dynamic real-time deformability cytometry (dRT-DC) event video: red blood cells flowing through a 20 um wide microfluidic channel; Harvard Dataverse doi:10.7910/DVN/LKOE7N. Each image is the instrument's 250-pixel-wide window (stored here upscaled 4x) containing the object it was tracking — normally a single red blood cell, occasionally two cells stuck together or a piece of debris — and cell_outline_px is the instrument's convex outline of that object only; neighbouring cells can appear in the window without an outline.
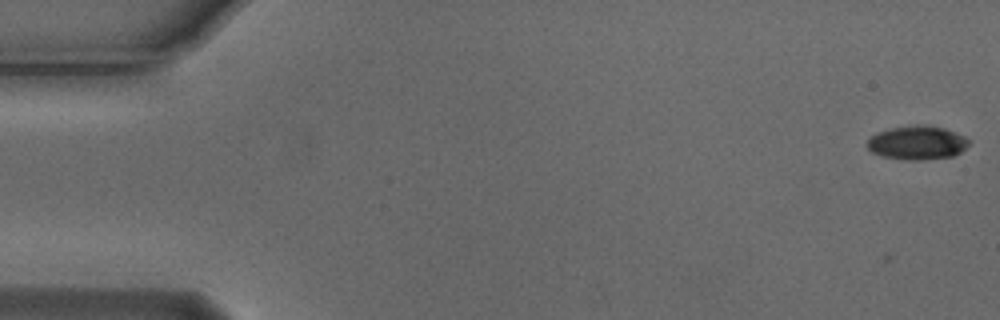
{"species": "Egyptian fruit bat (a non-hibernating species)", "species_latin": "Rousettus aegyptiacus", "temperature_condition": "cold", "stored_images_in_passage": 5, "camera_frame_rate_fps": 3000, "um_per_image_px": 0.085, "animal": {"sex": "male"}, "frame": {"image": 1, "passage_image": 1, "time_ms": 0.0, "image_size_px": [1000, 320], "cell_outline_px": [[968, 144], [960, 152], [952, 156], [920, 160], [908, 160], [884, 156], [872, 152], [868, 148], [868, 140], [876, 132], [888, 128], [916, 124], [924, 124], [944, 128], [964, 136], [968, 140]], "centroid_in_image_um": [77.94, 12.11], "position_along_channel_um": 7.1, "area_um2": 19.88}}